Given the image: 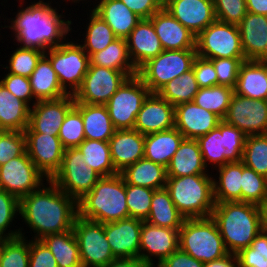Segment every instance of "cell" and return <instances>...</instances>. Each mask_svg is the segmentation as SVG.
I'll list each match as a JSON object with an SVG mask.
<instances>
[{
  "mask_svg": "<svg viewBox=\"0 0 267 267\" xmlns=\"http://www.w3.org/2000/svg\"><path fill=\"white\" fill-rule=\"evenodd\" d=\"M38 190L20 199V216L34 233L32 239L41 240L49 234L73 229L78 215L77 201L60 190L51 180ZM46 185V186H45Z\"/></svg>",
  "mask_w": 267,
  "mask_h": 267,
  "instance_id": "6da1fadb",
  "label": "cell"
},
{
  "mask_svg": "<svg viewBox=\"0 0 267 267\" xmlns=\"http://www.w3.org/2000/svg\"><path fill=\"white\" fill-rule=\"evenodd\" d=\"M51 2L52 0L50 3L44 0L34 1L23 8L24 2L20 1V8L15 17L11 20L4 19L11 23L9 26L4 25V28L12 30L15 37L13 41L18 43L16 45L46 52L66 41L67 35L72 31V21L63 19L64 12L59 14V10L51 6Z\"/></svg>",
  "mask_w": 267,
  "mask_h": 267,
  "instance_id": "7a4b0ae2",
  "label": "cell"
},
{
  "mask_svg": "<svg viewBox=\"0 0 267 267\" xmlns=\"http://www.w3.org/2000/svg\"><path fill=\"white\" fill-rule=\"evenodd\" d=\"M211 218L216 222L229 253L250 246L262 230L260 206L242 201L215 203Z\"/></svg>",
  "mask_w": 267,
  "mask_h": 267,
  "instance_id": "3957f363",
  "label": "cell"
},
{
  "mask_svg": "<svg viewBox=\"0 0 267 267\" xmlns=\"http://www.w3.org/2000/svg\"><path fill=\"white\" fill-rule=\"evenodd\" d=\"M77 206L80 217L102 224L129 218L123 176L101 177Z\"/></svg>",
  "mask_w": 267,
  "mask_h": 267,
  "instance_id": "277c9868",
  "label": "cell"
},
{
  "mask_svg": "<svg viewBox=\"0 0 267 267\" xmlns=\"http://www.w3.org/2000/svg\"><path fill=\"white\" fill-rule=\"evenodd\" d=\"M212 174L167 177L166 189L185 219L211 217L215 207Z\"/></svg>",
  "mask_w": 267,
  "mask_h": 267,
  "instance_id": "5b68a950",
  "label": "cell"
},
{
  "mask_svg": "<svg viewBox=\"0 0 267 267\" xmlns=\"http://www.w3.org/2000/svg\"><path fill=\"white\" fill-rule=\"evenodd\" d=\"M179 249L202 263L229 253L211 217L185 219L179 229Z\"/></svg>",
  "mask_w": 267,
  "mask_h": 267,
  "instance_id": "8992f818",
  "label": "cell"
},
{
  "mask_svg": "<svg viewBox=\"0 0 267 267\" xmlns=\"http://www.w3.org/2000/svg\"><path fill=\"white\" fill-rule=\"evenodd\" d=\"M196 57V49L163 50L143 64L137 76L151 93H157L169 81L192 69Z\"/></svg>",
  "mask_w": 267,
  "mask_h": 267,
  "instance_id": "52a82bcc",
  "label": "cell"
},
{
  "mask_svg": "<svg viewBox=\"0 0 267 267\" xmlns=\"http://www.w3.org/2000/svg\"><path fill=\"white\" fill-rule=\"evenodd\" d=\"M68 40L67 37L63 44L47 50L44 55L50 60L62 89L74 95L89 69L90 57L80 43Z\"/></svg>",
  "mask_w": 267,
  "mask_h": 267,
  "instance_id": "ba28073f",
  "label": "cell"
},
{
  "mask_svg": "<svg viewBox=\"0 0 267 267\" xmlns=\"http://www.w3.org/2000/svg\"><path fill=\"white\" fill-rule=\"evenodd\" d=\"M197 56L204 59L245 58L238 25L215 20L195 38Z\"/></svg>",
  "mask_w": 267,
  "mask_h": 267,
  "instance_id": "9c48e42d",
  "label": "cell"
},
{
  "mask_svg": "<svg viewBox=\"0 0 267 267\" xmlns=\"http://www.w3.org/2000/svg\"><path fill=\"white\" fill-rule=\"evenodd\" d=\"M101 176L84 161L80 150L66 148L59 171L51 181L64 193L80 200L90 192Z\"/></svg>",
  "mask_w": 267,
  "mask_h": 267,
  "instance_id": "30bf717a",
  "label": "cell"
},
{
  "mask_svg": "<svg viewBox=\"0 0 267 267\" xmlns=\"http://www.w3.org/2000/svg\"><path fill=\"white\" fill-rule=\"evenodd\" d=\"M137 76L129 77L105 104L116 130L133 129L136 116L150 94Z\"/></svg>",
  "mask_w": 267,
  "mask_h": 267,
  "instance_id": "8fae6325",
  "label": "cell"
},
{
  "mask_svg": "<svg viewBox=\"0 0 267 267\" xmlns=\"http://www.w3.org/2000/svg\"><path fill=\"white\" fill-rule=\"evenodd\" d=\"M73 230L80 251L82 267H104L113 255L104 232V224L76 216Z\"/></svg>",
  "mask_w": 267,
  "mask_h": 267,
  "instance_id": "7c38bea8",
  "label": "cell"
},
{
  "mask_svg": "<svg viewBox=\"0 0 267 267\" xmlns=\"http://www.w3.org/2000/svg\"><path fill=\"white\" fill-rule=\"evenodd\" d=\"M48 180L29 158L27 152L0 166V190L19 200L38 190Z\"/></svg>",
  "mask_w": 267,
  "mask_h": 267,
  "instance_id": "4fadbf2b",
  "label": "cell"
},
{
  "mask_svg": "<svg viewBox=\"0 0 267 267\" xmlns=\"http://www.w3.org/2000/svg\"><path fill=\"white\" fill-rule=\"evenodd\" d=\"M129 77L122 71L89 65L82 84L73 95L74 100L80 103L105 105Z\"/></svg>",
  "mask_w": 267,
  "mask_h": 267,
  "instance_id": "5bb4252c",
  "label": "cell"
},
{
  "mask_svg": "<svg viewBox=\"0 0 267 267\" xmlns=\"http://www.w3.org/2000/svg\"><path fill=\"white\" fill-rule=\"evenodd\" d=\"M222 120L237 127L247 136L265 134L267 131V100L251 99L234 93Z\"/></svg>",
  "mask_w": 267,
  "mask_h": 267,
  "instance_id": "9a60e30c",
  "label": "cell"
},
{
  "mask_svg": "<svg viewBox=\"0 0 267 267\" xmlns=\"http://www.w3.org/2000/svg\"><path fill=\"white\" fill-rule=\"evenodd\" d=\"M179 249V229L152 225L143 221L140 236L139 259L148 267L160 264ZM157 259L158 263L152 259ZM156 262V264L154 263Z\"/></svg>",
  "mask_w": 267,
  "mask_h": 267,
  "instance_id": "2e32d148",
  "label": "cell"
},
{
  "mask_svg": "<svg viewBox=\"0 0 267 267\" xmlns=\"http://www.w3.org/2000/svg\"><path fill=\"white\" fill-rule=\"evenodd\" d=\"M74 104V97L70 94L54 100L37 101L30 107L29 126L24 133L58 136L64 118Z\"/></svg>",
  "mask_w": 267,
  "mask_h": 267,
  "instance_id": "e0dca14e",
  "label": "cell"
},
{
  "mask_svg": "<svg viewBox=\"0 0 267 267\" xmlns=\"http://www.w3.org/2000/svg\"><path fill=\"white\" fill-rule=\"evenodd\" d=\"M26 152L38 170L48 179L59 171L65 148L58 136L44 133H24Z\"/></svg>",
  "mask_w": 267,
  "mask_h": 267,
  "instance_id": "ac0fdd59",
  "label": "cell"
},
{
  "mask_svg": "<svg viewBox=\"0 0 267 267\" xmlns=\"http://www.w3.org/2000/svg\"><path fill=\"white\" fill-rule=\"evenodd\" d=\"M143 220L126 218L104 223V232L116 258H139Z\"/></svg>",
  "mask_w": 267,
  "mask_h": 267,
  "instance_id": "d6986e66",
  "label": "cell"
},
{
  "mask_svg": "<svg viewBox=\"0 0 267 267\" xmlns=\"http://www.w3.org/2000/svg\"><path fill=\"white\" fill-rule=\"evenodd\" d=\"M163 7L195 36L216 20L213 0H165Z\"/></svg>",
  "mask_w": 267,
  "mask_h": 267,
  "instance_id": "ffe728a7",
  "label": "cell"
},
{
  "mask_svg": "<svg viewBox=\"0 0 267 267\" xmlns=\"http://www.w3.org/2000/svg\"><path fill=\"white\" fill-rule=\"evenodd\" d=\"M175 127V106L158 93H150L136 116L134 128L143 135Z\"/></svg>",
  "mask_w": 267,
  "mask_h": 267,
  "instance_id": "44dd1931",
  "label": "cell"
},
{
  "mask_svg": "<svg viewBox=\"0 0 267 267\" xmlns=\"http://www.w3.org/2000/svg\"><path fill=\"white\" fill-rule=\"evenodd\" d=\"M222 119L194 101L175 106V128L187 139H198L216 128Z\"/></svg>",
  "mask_w": 267,
  "mask_h": 267,
  "instance_id": "7402d4cb",
  "label": "cell"
},
{
  "mask_svg": "<svg viewBox=\"0 0 267 267\" xmlns=\"http://www.w3.org/2000/svg\"><path fill=\"white\" fill-rule=\"evenodd\" d=\"M150 19L164 50L195 49L196 36L164 7Z\"/></svg>",
  "mask_w": 267,
  "mask_h": 267,
  "instance_id": "603a6c76",
  "label": "cell"
},
{
  "mask_svg": "<svg viewBox=\"0 0 267 267\" xmlns=\"http://www.w3.org/2000/svg\"><path fill=\"white\" fill-rule=\"evenodd\" d=\"M126 42L136 70L164 50L150 18L141 19L126 38Z\"/></svg>",
  "mask_w": 267,
  "mask_h": 267,
  "instance_id": "cb8c5ba5",
  "label": "cell"
},
{
  "mask_svg": "<svg viewBox=\"0 0 267 267\" xmlns=\"http://www.w3.org/2000/svg\"><path fill=\"white\" fill-rule=\"evenodd\" d=\"M246 60H267V16L249 13L238 24Z\"/></svg>",
  "mask_w": 267,
  "mask_h": 267,
  "instance_id": "d4e9b609",
  "label": "cell"
},
{
  "mask_svg": "<svg viewBox=\"0 0 267 267\" xmlns=\"http://www.w3.org/2000/svg\"><path fill=\"white\" fill-rule=\"evenodd\" d=\"M145 135L135 129L116 130L109 139L111 159L120 173L127 166L144 158Z\"/></svg>",
  "mask_w": 267,
  "mask_h": 267,
  "instance_id": "484cf974",
  "label": "cell"
},
{
  "mask_svg": "<svg viewBox=\"0 0 267 267\" xmlns=\"http://www.w3.org/2000/svg\"><path fill=\"white\" fill-rule=\"evenodd\" d=\"M234 93L251 99L267 100V61H244L239 69Z\"/></svg>",
  "mask_w": 267,
  "mask_h": 267,
  "instance_id": "4316f807",
  "label": "cell"
},
{
  "mask_svg": "<svg viewBox=\"0 0 267 267\" xmlns=\"http://www.w3.org/2000/svg\"><path fill=\"white\" fill-rule=\"evenodd\" d=\"M95 4L92 10L111 27L117 38L126 39L141 20L120 0H99Z\"/></svg>",
  "mask_w": 267,
  "mask_h": 267,
  "instance_id": "83f0119b",
  "label": "cell"
},
{
  "mask_svg": "<svg viewBox=\"0 0 267 267\" xmlns=\"http://www.w3.org/2000/svg\"><path fill=\"white\" fill-rule=\"evenodd\" d=\"M166 169L167 177L209 174L197 139L184 138Z\"/></svg>",
  "mask_w": 267,
  "mask_h": 267,
  "instance_id": "f1b7e54d",
  "label": "cell"
},
{
  "mask_svg": "<svg viewBox=\"0 0 267 267\" xmlns=\"http://www.w3.org/2000/svg\"><path fill=\"white\" fill-rule=\"evenodd\" d=\"M74 106L81 112L85 139L109 141L116 129L106 105L75 102Z\"/></svg>",
  "mask_w": 267,
  "mask_h": 267,
  "instance_id": "f546056e",
  "label": "cell"
},
{
  "mask_svg": "<svg viewBox=\"0 0 267 267\" xmlns=\"http://www.w3.org/2000/svg\"><path fill=\"white\" fill-rule=\"evenodd\" d=\"M184 136L175 128L145 135L144 158L168 167Z\"/></svg>",
  "mask_w": 267,
  "mask_h": 267,
  "instance_id": "4dcf8cb0",
  "label": "cell"
},
{
  "mask_svg": "<svg viewBox=\"0 0 267 267\" xmlns=\"http://www.w3.org/2000/svg\"><path fill=\"white\" fill-rule=\"evenodd\" d=\"M30 106L0 83V131H21L29 126Z\"/></svg>",
  "mask_w": 267,
  "mask_h": 267,
  "instance_id": "1f68e13d",
  "label": "cell"
},
{
  "mask_svg": "<svg viewBox=\"0 0 267 267\" xmlns=\"http://www.w3.org/2000/svg\"><path fill=\"white\" fill-rule=\"evenodd\" d=\"M120 174L123 176L126 184L154 190L166 187V167L145 158L139 159L134 164L127 166Z\"/></svg>",
  "mask_w": 267,
  "mask_h": 267,
  "instance_id": "d6a6232c",
  "label": "cell"
},
{
  "mask_svg": "<svg viewBox=\"0 0 267 267\" xmlns=\"http://www.w3.org/2000/svg\"><path fill=\"white\" fill-rule=\"evenodd\" d=\"M35 103L42 100H54L68 95L61 87L50 60L43 55L29 77Z\"/></svg>",
  "mask_w": 267,
  "mask_h": 267,
  "instance_id": "836d02e7",
  "label": "cell"
},
{
  "mask_svg": "<svg viewBox=\"0 0 267 267\" xmlns=\"http://www.w3.org/2000/svg\"><path fill=\"white\" fill-rule=\"evenodd\" d=\"M216 169L219 176L218 180L213 177L215 203L241 201L243 162H229Z\"/></svg>",
  "mask_w": 267,
  "mask_h": 267,
  "instance_id": "e575fe53",
  "label": "cell"
},
{
  "mask_svg": "<svg viewBox=\"0 0 267 267\" xmlns=\"http://www.w3.org/2000/svg\"><path fill=\"white\" fill-rule=\"evenodd\" d=\"M185 218L171 200L166 188L154 190L149 216L145 220L152 225L171 229H180Z\"/></svg>",
  "mask_w": 267,
  "mask_h": 267,
  "instance_id": "d590c367",
  "label": "cell"
},
{
  "mask_svg": "<svg viewBox=\"0 0 267 267\" xmlns=\"http://www.w3.org/2000/svg\"><path fill=\"white\" fill-rule=\"evenodd\" d=\"M90 65L102 66L127 73L130 77L137 75L127 47L126 39L117 38L105 49L90 56Z\"/></svg>",
  "mask_w": 267,
  "mask_h": 267,
  "instance_id": "8d00e7d4",
  "label": "cell"
},
{
  "mask_svg": "<svg viewBox=\"0 0 267 267\" xmlns=\"http://www.w3.org/2000/svg\"><path fill=\"white\" fill-rule=\"evenodd\" d=\"M57 261L58 267H82L74 230L49 234L41 239Z\"/></svg>",
  "mask_w": 267,
  "mask_h": 267,
  "instance_id": "74e56055",
  "label": "cell"
},
{
  "mask_svg": "<svg viewBox=\"0 0 267 267\" xmlns=\"http://www.w3.org/2000/svg\"><path fill=\"white\" fill-rule=\"evenodd\" d=\"M88 167H91L101 177L118 174L115 169L110 152L109 141L85 139L78 147Z\"/></svg>",
  "mask_w": 267,
  "mask_h": 267,
  "instance_id": "f35d334b",
  "label": "cell"
},
{
  "mask_svg": "<svg viewBox=\"0 0 267 267\" xmlns=\"http://www.w3.org/2000/svg\"><path fill=\"white\" fill-rule=\"evenodd\" d=\"M89 22L85 27L84 41L80 44L87 55L105 49L111 42L117 39L111 27L93 10H89Z\"/></svg>",
  "mask_w": 267,
  "mask_h": 267,
  "instance_id": "ab89813d",
  "label": "cell"
},
{
  "mask_svg": "<svg viewBox=\"0 0 267 267\" xmlns=\"http://www.w3.org/2000/svg\"><path fill=\"white\" fill-rule=\"evenodd\" d=\"M198 90L199 87L192 68L183 75L169 81L157 93L171 105L176 106L192 102Z\"/></svg>",
  "mask_w": 267,
  "mask_h": 267,
  "instance_id": "60d3db41",
  "label": "cell"
},
{
  "mask_svg": "<svg viewBox=\"0 0 267 267\" xmlns=\"http://www.w3.org/2000/svg\"><path fill=\"white\" fill-rule=\"evenodd\" d=\"M197 141L199 143L203 162L206 168L211 165V169L213 168L216 170V168L229 163V161L224 156L225 148L223 120L208 134L199 137Z\"/></svg>",
  "mask_w": 267,
  "mask_h": 267,
  "instance_id": "b9f144b4",
  "label": "cell"
},
{
  "mask_svg": "<svg viewBox=\"0 0 267 267\" xmlns=\"http://www.w3.org/2000/svg\"><path fill=\"white\" fill-rule=\"evenodd\" d=\"M233 94L234 88L225 85H216L199 88L193 101L198 106L215 113L223 119L229 108Z\"/></svg>",
  "mask_w": 267,
  "mask_h": 267,
  "instance_id": "7bdbcfd3",
  "label": "cell"
},
{
  "mask_svg": "<svg viewBox=\"0 0 267 267\" xmlns=\"http://www.w3.org/2000/svg\"><path fill=\"white\" fill-rule=\"evenodd\" d=\"M242 162L259 175L267 178V136L265 134L246 137Z\"/></svg>",
  "mask_w": 267,
  "mask_h": 267,
  "instance_id": "ee69618b",
  "label": "cell"
},
{
  "mask_svg": "<svg viewBox=\"0 0 267 267\" xmlns=\"http://www.w3.org/2000/svg\"><path fill=\"white\" fill-rule=\"evenodd\" d=\"M241 201L261 206L267 200V178L243 164Z\"/></svg>",
  "mask_w": 267,
  "mask_h": 267,
  "instance_id": "f6af8a7d",
  "label": "cell"
},
{
  "mask_svg": "<svg viewBox=\"0 0 267 267\" xmlns=\"http://www.w3.org/2000/svg\"><path fill=\"white\" fill-rule=\"evenodd\" d=\"M58 137L65 149L76 148L85 140L81 112L75 106L66 114Z\"/></svg>",
  "mask_w": 267,
  "mask_h": 267,
  "instance_id": "bcb514c9",
  "label": "cell"
},
{
  "mask_svg": "<svg viewBox=\"0 0 267 267\" xmlns=\"http://www.w3.org/2000/svg\"><path fill=\"white\" fill-rule=\"evenodd\" d=\"M45 52L36 48L17 47L8 60L9 65L2 66L8 73L30 77L38 61Z\"/></svg>",
  "mask_w": 267,
  "mask_h": 267,
  "instance_id": "7dc6e473",
  "label": "cell"
},
{
  "mask_svg": "<svg viewBox=\"0 0 267 267\" xmlns=\"http://www.w3.org/2000/svg\"><path fill=\"white\" fill-rule=\"evenodd\" d=\"M129 217L145 221L149 216L154 189L125 183Z\"/></svg>",
  "mask_w": 267,
  "mask_h": 267,
  "instance_id": "c3c4849f",
  "label": "cell"
},
{
  "mask_svg": "<svg viewBox=\"0 0 267 267\" xmlns=\"http://www.w3.org/2000/svg\"><path fill=\"white\" fill-rule=\"evenodd\" d=\"M19 205L20 200L17 197L0 190V235L8 238L24 237L25 232L22 233V227L16 230H8L9 227L11 228L12 221H15L14 218L20 215L18 214L20 213ZM6 231L9 232L6 233Z\"/></svg>",
  "mask_w": 267,
  "mask_h": 267,
  "instance_id": "681fc988",
  "label": "cell"
},
{
  "mask_svg": "<svg viewBox=\"0 0 267 267\" xmlns=\"http://www.w3.org/2000/svg\"><path fill=\"white\" fill-rule=\"evenodd\" d=\"M27 237L9 238L4 245L0 267H29V240Z\"/></svg>",
  "mask_w": 267,
  "mask_h": 267,
  "instance_id": "f907efd6",
  "label": "cell"
},
{
  "mask_svg": "<svg viewBox=\"0 0 267 267\" xmlns=\"http://www.w3.org/2000/svg\"><path fill=\"white\" fill-rule=\"evenodd\" d=\"M236 255L239 267H267V233L261 230L250 246Z\"/></svg>",
  "mask_w": 267,
  "mask_h": 267,
  "instance_id": "816d5d0a",
  "label": "cell"
},
{
  "mask_svg": "<svg viewBox=\"0 0 267 267\" xmlns=\"http://www.w3.org/2000/svg\"><path fill=\"white\" fill-rule=\"evenodd\" d=\"M26 152V137L21 131H0V166Z\"/></svg>",
  "mask_w": 267,
  "mask_h": 267,
  "instance_id": "f5cc1de1",
  "label": "cell"
},
{
  "mask_svg": "<svg viewBox=\"0 0 267 267\" xmlns=\"http://www.w3.org/2000/svg\"><path fill=\"white\" fill-rule=\"evenodd\" d=\"M216 20L238 25L247 14L246 0H213Z\"/></svg>",
  "mask_w": 267,
  "mask_h": 267,
  "instance_id": "db71d44e",
  "label": "cell"
},
{
  "mask_svg": "<svg viewBox=\"0 0 267 267\" xmlns=\"http://www.w3.org/2000/svg\"><path fill=\"white\" fill-rule=\"evenodd\" d=\"M217 73L218 85L235 88L241 64L245 58H214L209 59Z\"/></svg>",
  "mask_w": 267,
  "mask_h": 267,
  "instance_id": "11a10c76",
  "label": "cell"
},
{
  "mask_svg": "<svg viewBox=\"0 0 267 267\" xmlns=\"http://www.w3.org/2000/svg\"><path fill=\"white\" fill-rule=\"evenodd\" d=\"M246 137L237 127L224 122V156L229 162L242 161Z\"/></svg>",
  "mask_w": 267,
  "mask_h": 267,
  "instance_id": "9f6ffc18",
  "label": "cell"
},
{
  "mask_svg": "<svg viewBox=\"0 0 267 267\" xmlns=\"http://www.w3.org/2000/svg\"><path fill=\"white\" fill-rule=\"evenodd\" d=\"M6 74L2 77V79H0V83L18 99L23 100L30 107L33 106L35 104V100L29 78L7 72Z\"/></svg>",
  "mask_w": 267,
  "mask_h": 267,
  "instance_id": "6f0895ef",
  "label": "cell"
},
{
  "mask_svg": "<svg viewBox=\"0 0 267 267\" xmlns=\"http://www.w3.org/2000/svg\"><path fill=\"white\" fill-rule=\"evenodd\" d=\"M29 267H58L53 254L41 240L29 239Z\"/></svg>",
  "mask_w": 267,
  "mask_h": 267,
  "instance_id": "680465c9",
  "label": "cell"
},
{
  "mask_svg": "<svg viewBox=\"0 0 267 267\" xmlns=\"http://www.w3.org/2000/svg\"><path fill=\"white\" fill-rule=\"evenodd\" d=\"M192 68L199 88L218 85L217 73L210 60L197 56Z\"/></svg>",
  "mask_w": 267,
  "mask_h": 267,
  "instance_id": "91938a15",
  "label": "cell"
},
{
  "mask_svg": "<svg viewBox=\"0 0 267 267\" xmlns=\"http://www.w3.org/2000/svg\"><path fill=\"white\" fill-rule=\"evenodd\" d=\"M141 19L151 18L163 7L162 0H120Z\"/></svg>",
  "mask_w": 267,
  "mask_h": 267,
  "instance_id": "94428289",
  "label": "cell"
},
{
  "mask_svg": "<svg viewBox=\"0 0 267 267\" xmlns=\"http://www.w3.org/2000/svg\"><path fill=\"white\" fill-rule=\"evenodd\" d=\"M155 267H204V263L178 249Z\"/></svg>",
  "mask_w": 267,
  "mask_h": 267,
  "instance_id": "6125c7cd",
  "label": "cell"
},
{
  "mask_svg": "<svg viewBox=\"0 0 267 267\" xmlns=\"http://www.w3.org/2000/svg\"><path fill=\"white\" fill-rule=\"evenodd\" d=\"M204 267H239L237 255L228 253L223 258L204 263Z\"/></svg>",
  "mask_w": 267,
  "mask_h": 267,
  "instance_id": "be15d7a7",
  "label": "cell"
},
{
  "mask_svg": "<svg viewBox=\"0 0 267 267\" xmlns=\"http://www.w3.org/2000/svg\"><path fill=\"white\" fill-rule=\"evenodd\" d=\"M104 267H148L139 258H116Z\"/></svg>",
  "mask_w": 267,
  "mask_h": 267,
  "instance_id": "e7e4bbea",
  "label": "cell"
},
{
  "mask_svg": "<svg viewBox=\"0 0 267 267\" xmlns=\"http://www.w3.org/2000/svg\"><path fill=\"white\" fill-rule=\"evenodd\" d=\"M247 12L267 16V0H246Z\"/></svg>",
  "mask_w": 267,
  "mask_h": 267,
  "instance_id": "03108f58",
  "label": "cell"
},
{
  "mask_svg": "<svg viewBox=\"0 0 267 267\" xmlns=\"http://www.w3.org/2000/svg\"><path fill=\"white\" fill-rule=\"evenodd\" d=\"M262 231L267 233V200L260 206Z\"/></svg>",
  "mask_w": 267,
  "mask_h": 267,
  "instance_id": "003e7915",
  "label": "cell"
},
{
  "mask_svg": "<svg viewBox=\"0 0 267 267\" xmlns=\"http://www.w3.org/2000/svg\"><path fill=\"white\" fill-rule=\"evenodd\" d=\"M9 238L3 235H0V258L4 249V245Z\"/></svg>",
  "mask_w": 267,
  "mask_h": 267,
  "instance_id": "a7ac6f4b",
  "label": "cell"
},
{
  "mask_svg": "<svg viewBox=\"0 0 267 267\" xmlns=\"http://www.w3.org/2000/svg\"><path fill=\"white\" fill-rule=\"evenodd\" d=\"M64 1L67 2V0H64ZM69 1H72V3H73V2H74V3H79L80 1H85V0H69Z\"/></svg>",
  "mask_w": 267,
  "mask_h": 267,
  "instance_id": "89a4df30",
  "label": "cell"
}]
</instances>
